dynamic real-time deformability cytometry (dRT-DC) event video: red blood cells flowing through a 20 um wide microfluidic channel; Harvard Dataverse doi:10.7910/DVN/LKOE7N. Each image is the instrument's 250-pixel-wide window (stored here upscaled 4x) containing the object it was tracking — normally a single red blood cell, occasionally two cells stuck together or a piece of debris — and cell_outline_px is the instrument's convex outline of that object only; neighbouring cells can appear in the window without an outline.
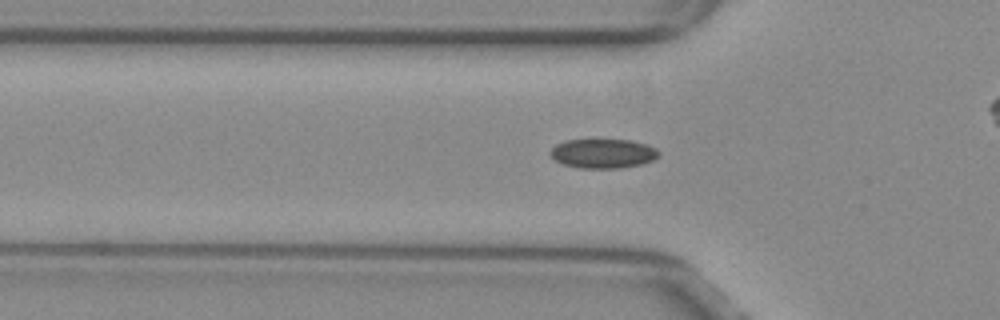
{"species": "common noctule bat (a hibernating species)", "species_latin": "Nyctalus noctula", "temperature_condition": "warm", "stored_images_in_passage": 39, "camera_frame_rate_fps": 3000, "um_per_image_px": 0.085, "animal": {"sex": "female", "body_mass_g": 29.2, "forearm_length_mm": 56.3}, "frame": {"image": 1, "passage_image": 3, "time_ms": 0.667, "image_size_px": [1000, 320], "cell_outline_px": [[660, 152], [652, 160], [644, 164], [620, 168], [580, 168], [564, 164], [556, 160], [548, 152], [556, 144], [568, 140], [628, 140], [644, 144], [656, 148]], "centroid_in_image_um": [51.25, 13.05], "position_along_channel_um": 74.5, "area_um2": 18.32}}
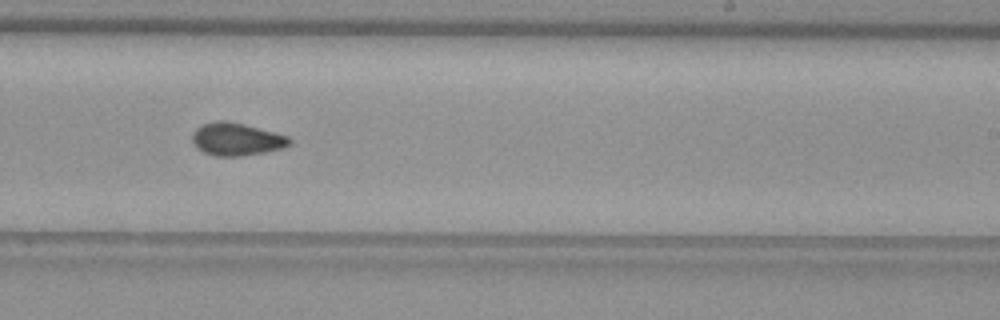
{"frame": {"image": 2, "passage_image": 18, "time_ms": 5.667, "image_size_px": [1000, 320], "cell_outline_px": [[292, 144], [284, 148], [244, 156], [212, 156], [196, 148], [192, 144], [192, 132], [200, 124], [216, 120], [224, 120], [244, 124], [288, 136], [292, 140]], "centroid_in_image_um": [20.07, 11.83], "position_along_channel_um": 268.9, "area_um2": 18.84}}
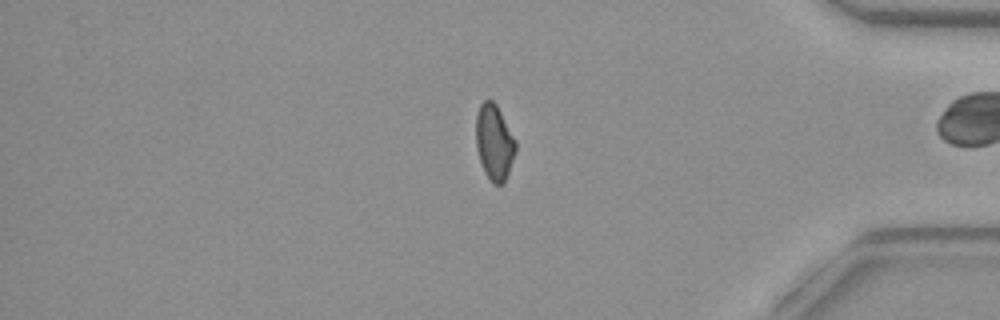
{"frame": {"image": 3, "passage_image": 30, "time_ms": 9.667, "image_size_px": [1000, 320], "cell_outline_px": [[516, 148], [508, 172], [504, 180], [500, 184], [492, 184], [484, 172], [476, 148], [476, 116], [480, 104], [484, 100], [492, 100], [496, 104], [516, 140]], "centroid_in_image_um": [41.99, 12.08], "position_along_channel_um": 393.2, "area_um2": 17.28}, "authors_computed_cell_mechanics": {"area_um2": 18.1492, "velocity_mm_per_s": 3.8784, "shape_relaxation_time_tau1_ms": null, "shape_relaxation_time_tau2_ms": 2.781, "deformation_change_tau1": null, "deformation_change_tau2": 0.0745}}